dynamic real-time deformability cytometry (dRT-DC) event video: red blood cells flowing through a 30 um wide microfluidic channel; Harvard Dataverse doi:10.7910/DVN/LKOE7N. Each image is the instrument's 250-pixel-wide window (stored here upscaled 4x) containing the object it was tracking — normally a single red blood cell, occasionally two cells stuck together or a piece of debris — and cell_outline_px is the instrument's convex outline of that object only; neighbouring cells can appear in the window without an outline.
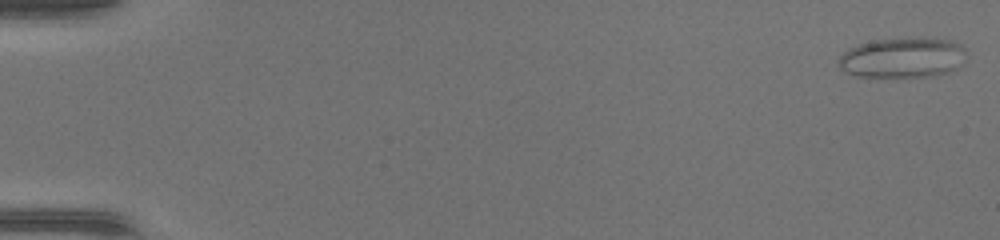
{"species": "common noctule bat (a hibernating species)", "species_latin": "Nyctalus noctula", "temperature_condition": "warm", "stored_images_in_passage": 48, "camera_frame_rate_fps": 3000, "um_per_image_px": 0.085, "animal": {"sex": "female", "body_mass_g": 17.0, "forearm_length_mm": 48.0}, "frame": {"image": 1, "passage_image": 1, "time_ms": 0.0, "image_size_px": [1000, 240], "cell_outline_px": [[964, 52], [956, 68], [948, 72], [936, 76], [856, 76], [844, 72], [836, 64], [840, 56], [844, 52], [860, 44], [872, 40], [952, 40], [964, 44]], "centroid_in_image_um": [76.66, 4.93], "position_along_channel_um": 8.3, "area_um2": 28.96}}
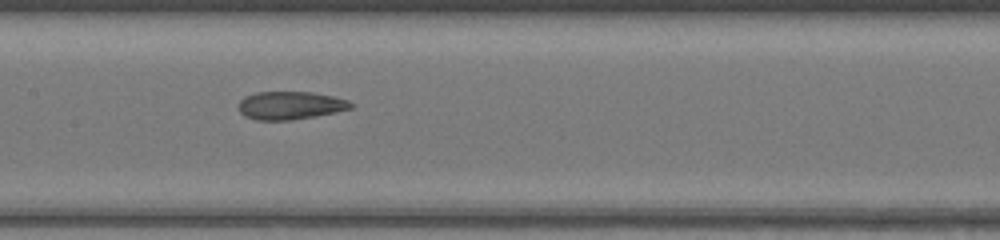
{"frame": {"image": 2, "passage_image": 25, "time_ms": 8.0, "image_size_px": [1000, 240], "cell_outline_px": [[356, 104], [352, 108], [336, 112], [292, 120], [256, 120], [244, 116], [240, 112], [240, 100], [244, 96], [256, 92], [312, 92], [332, 96], [348, 100]], "centroid_in_image_um": [24.69, 8.96], "position_along_channel_um": 182.7, "area_um2": 18.38}}
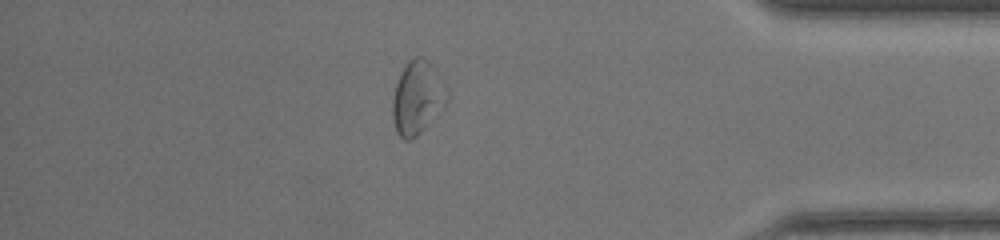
{"frame": {"image": 3, "passage_image": 42, "time_ms": 13.667, "image_size_px": [1000, 240], "cell_outline_px": [[432, 100], [424, 124], [420, 132], [412, 140], [404, 140], [396, 132], [392, 120], [392, 100], [396, 84], [400, 72], [408, 60], [416, 56], [424, 56], [432, 64]], "centroid_in_image_um": [35.06, 8.29], "position_along_channel_um": 400.1, "area_um2": 18.84}, "authors_computed_cell_mechanics": {"area_um2": 21.7039, "velocity_mm_per_s": 4.3707, "shape_relaxation_time_tau1_ms": null, "shape_relaxation_time_tau2_ms": 2.1044, "deformation_change_tau1": null, "deformation_change_tau2": 0.097}}